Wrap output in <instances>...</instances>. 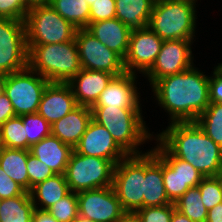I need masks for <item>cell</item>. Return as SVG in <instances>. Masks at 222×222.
I'll return each mask as SVG.
<instances>
[{"instance_id": "obj_17", "label": "cell", "mask_w": 222, "mask_h": 222, "mask_svg": "<svg viewBox=\"0 0 222 222\" xmlns=\"http://www.w3.org/2000/svg\"><path fill=\"white\" fill-rule=\"evenodd\" d=\"M137 74L125 72L114 76L100 94L94 106H109L122 109H142L140 92L137 90Z\"/></svg>"}, {"instance_id": "obj_46", "label": "cell", "mask_w": 222, "mask_h": 222, "mask_svg": "<svg viewBox=\"0 0 222 222\" xmlns=\"http://www.w3.org/2000/svg\"><path fill=\"white\" fill-rule=\"evenodd\" d=\"M52 0H25V4L28 8L40 5H49Z\"/></svg>"}, {"instance_id": "obj_11", "label": "cell", "mask_w": 222, "mask_h": 222, "mask_svg": "<svg viewBox=\"0 0 222 222\" xmlns=\"http://www.w3.org/2000/svg\"><path fill=\"white\" fill-rule=\"evenodd\" d=\"M27 66L24 20L0 18V73L11 74Z\"/></svg>"}, {"instance_id": "obj_51", "label": "cell", "mask_w": 222, "mask_h": 222, "mask_svg": "<svg viewBox=\"0 0 222 222\" xmlns=\"http://www.w3.org/2000/svg\"><path fill=\"white\" fill-rule=\"evenodd\" d=\"M180 1H186V2H190V3L196 4V1H198V0H180Z\"/></svg>"}, {"instance_id": "obj_8", "label": "cell", "mask_w": 222, "mask_h": 222, "mask_svg": "<svg viewBox=\"0 0 222 222\" xmlns=\"http://www.w3.org/2000/svg\"><path fill=\"white\" fill-rule=\"evenodd\" d=\"M145 153L127 155L115 165L112 187L125 212L143 208Z\"/></svg>"}, {"instance_id": "obj_32", "label": "cell", "mask_w": 222, "mask_h": 222, "mask_svg": "<svg viewBox=\"0 0 222 222\" xmlns=\"http://www.w3.org/2000/svg\"><path fill=\"white\" fill-rule=\"evenodd\" d=\"M27 135V150L51 134V125L38 113L21 115Z\"/></svg>"}, {"instance_id": "obj_37", "label": "cell", "mask_w": 222, "mask_h": 222, "mask_svg": "<svg viewBox=\"0 0 222 222\" xmlns=\"http://www.w3.org/2000/svg\"><path fill=\"white\" fill-rule=\"evenodd\" d=\"M115 16V0H95L90 6L89 23L113 19Z\"/></svg>"}, {"instance_id": "obj_23", "label": "cell", "mask_w": 222, "mask_h": 222, "mask_svg": "<svg viewBox=\"0 0 222 222\" xmlns=\"http://www.w3.org/2000/svg\"><path fill=\"white\" fill-rule=\"evenodd\" d=\"M74 149L50 134L30 147V153L45 163L55 174H65Z\"/></svg>"}, {"instance_id": "obj_41", "label": "cell", "mask_w": 222, "mask_h": 222, "mask_svg": "<svg viewBox=\"0 0 222 222\" xmlns=\"http://www.w3.org/2000/svg\"><path fill=\"white\" fill-rule=\"evenodd\" d=\"M15 111L13 105L4 92L0 95V126L5 123L8 119L15 117Z\"/></svg>"}, {"instance_id": "obj_2", "label": "cell", "mask_w": 222, "mask_h": 222, "mask_svg": "<svg viewBox=\"0 0 222 222\" xmlns=\"http://www.w3.org/2000/svg\"><path fill=\"white\" fill-rule=\"evenodd\" d=\"M175 157L188 162L204 177L218 176L222 148L196 122H173L155 136Z\"/></svg>"}, {"instance_id": "obj_10", "label": "cell", "mask_w": 222, "mask_h": 222, "mask_svg": "<svg viewBox=\"0 0 222 222\" xmlns=\"http://www.w3.org/2000/svg\"><path fill=\"white\" fill-rule=\"evenodd\" d=\"M152 149L162 158V176L166 194L174 203L189 188L197 187L204 176L191 164L175 157L156 137Z\"/></svg>"}, {"instance_id": "obj_19", "label": "cell", "mask_w": 222, "mask_h": 222, "mask_svg": "<svg viewBox=\"0 0 222 222\" xmlns=\"http://www.w3.org/2000/svg\"><path fill=\"white\" fill-rule=\"evenodd\" d=\"M114 77L105 71L81 69L69 82L77 104L92 108Z\"/></svg>"}, {"instance_id": "obj_36", "label": "cell", "mask_w": 222, "mask_h": 222, "mask_svg": "<svg viewBox=\"0 0 222 222\" xmlns=\"http://www.w3.org/2000/svg\"><path fill=\"white\" fill-rule=\"evenodd\" d=\"M175 209L174 203L164 206L144 207L137 211L141 222H170Z\"/></svg>"}, {"instance_id": "obj_21", "label": "cell", "mask_w": 222, "mask_h": 222, "mask_svg": "<svg viewBox=\"0 0 222 222\" xmlns=\"http://www.w3.org/2000/svg\"><path fill=\"white\" fill-rule=\"evenodd\" d=\"M91 120V108L78 105L66 116L51 125V134L74 149L86 132Z\"/></svg>"}, {"instance_id": "obj_6", "label": "cell", "mask_w": 222, "mask_h": 222, "mask_svg": "<svg viewBox=\"0 0 222 222\" xmlns=\"http://www.w3.org/2000/svg\"><path fill=\"white\" fill-rule=\"evenodd\" d=\"M27 44H53L75 39L77 28L49 5L29 8L24 20Z\"/></svg>"}, {"instance_id": "obj_18", "label": "cell", "mask_w": 222, "mask_h": 222, "mask_svg": "<svg viewBox=\"0 0 222 222\" xmlns=\"http://www.w3.org/2000/svg\"><path fill=\"white\" fill-rule=\"evenodd\" d=\"M77 106L68 83L50 82L42 95L37 113L52 125Z\"/></svg>"}, {"instance_id": "obj_39", "label": "cell", "mask_w": 222, "mask_h": 222, "mask_svg": "<svg viewBox=\"0 0 222 222\" xmlns=\"http://www.w3.org/2000/svg\"><path fill=\"white\" fill-rule=\"evenodd\" d=\"M25 190L6 175L0 167V198L8 199L22 195Z\"/></svg>"}, {"instance_id": "obj_14", "label": "cell", "mask_w": 222, "mask_h": 222, "mask_svg": "<svg viewBox=\"0 0 222 222\" xmlns=\"http://www.w3.org/2000/svg\"><path fill=\"white\" fill-rule=\"evenodd\" d=\"M78 213L94 222H117L125 213L112 186L77 193Z\"/></svg>"}, {"instance_id": "obj_12", "label": "cell", "mask_w": 222, "mask_h": 222, "mask_svg": "<svg viewBox=\"0 0 222 222\" xmlns=\"http://www.w3.org/2000/svg\"><path fill=\"white\" fill-rule=\"evenodd\" d=\"M75 41L83 69L105 71L114 76L126 72L124 59L95 38L85 28L77 29Z\"/></svg>"}, {"instance_id": "obj_52", "label": "cell", "mask_w": 222, "mask_h": 222, "mask_svg": "<svg viewBox=\"0 0 222 222\" xmlns=\"http://www.w3.org/2000/svg\"><path fill=\"white\" fill-rule=\"evenodd\" d=\"M89 6H91L95 0H85Z\"/></svg>"}, {"instance_id": "obj_20", "label": "cell", "mask_w": 222, "mask_h": 222, "mask_svg": "<svg viewBox=\"0 0 222 222\" xmlns=\"http://www.w3.org/2000/svg\"><path fill=\"white\" fill-rule=\"evenodd\" d=\"M144 180L143 208L172 204L163 183L162 158L152 148L145 152Z\"/></svg>"}, {"instance_id": "obj_29", "label": "cell", "mask_w": 222, "mask_h": 222, "mask_svg": "<svg viewBox=\"0 0 222 222\" xmlns=\"http://www.w3.org/2000/svg\"><path fill=\"white\" fill-rule=\"evenodd\" d=\"M175 209L194 222H206L208 210L203 205L198 187L189 188L174 202Z\"/></svg>"}, {"instance_id": "obj_27", "label": "cell", "mask_w": 222, "mask_h": 222, "mask_svg": "<svg viewBox=\"0 0 222 222\" xmlns=\"http://www.w3.org/2000/svg\"><path fill=\"white\" fill-rule=\"evenodd\" d=\"M34 204L30 192L1 200L0 222H32Z\"/></svg>"}, {"instance_id": "obj_5", "label": "cell", "mask_w": 222, "mask_h": 222, "mask_svg": "<svg viewBox=\"0 0 222 222\" xmlns=\"http://www.w3.org/2000/svg\"><path fill=\"white\" fill-rule=\"evenodd\" d=\"M196 5L180 0H155L148 27L162 40L194 39Z\"/></svg>"}, {"instance_id": "obj_43", "label": "cell", "mask_w": 222, "mask_h": 222, "mask_svg": "<svg viewBox=\"0 0 222 222\" xmlns=\"http://www.w3.org/2000/svg\"><path fill=\"white\" fill-rule=\"evenodd\" d=\"M206 222H222V203L208 210Z\"/></svg>"}, {"instance_id": "obj_3", "label": "cell", "mask_w": 222, "mask_h": 222, "mask_svg": "<svg viewBox=\"0 0 222 222\" xmlns=\"http://www.w3.org/2000/svg\"><path fill=\"white\" fill-rule=\"evenodd\" d=\"M91 110L92 119L109 131L114 141L127 155L144 153L139 146L155 138L143 120L142 109L93 106Z\"/></svg>"}, {"instance_id": "obj_45", "label": "cell", "mask_w": 222, "mask_h": 222, "mask_svg": "<svg viewBox=\"0 0 222 222\" xmlns=\"http://www.w3.org/2000/svg\"><path fill=\"white\" fill-rule=\"evenodd\" d=\"M170 222H194V221L189 219L186 215L182 214L177 209H174Z\"/></svg>"}, {"instance_id": "obj_38", "label": "cell", "mask_w": 222, "mask_h": 222, "mask_svg": "<svg viewBox=\"0 0 222 222\" xmlns=\"http://www.w3.org/2000/svg\"><path fill=\"white\" fill-rule=\"evenodd\" d=\"M28 10L25 0H0V18L25 20Z\"/></svg>"}, {"instance_id": "obj_48", "label": "cell", "mask_w": 222, "mask_h": 222, "mask_svg": "<svg viewBox=\"0 0 222 222\" xmlns=\"http://www.w3.org/2000/svg\"><path fill=\"white\" fill-rule=\"evenodd\" d=\"M72 222H94V221L78 214V216Z\"/></svg>"}, {"instance_id": "obj_34", "label": "cell", "mask_w": 222, "mask_h": 222, "mask_svg": "<svg viewBox=\"0 0 222 222\" xmlns=\"http://www.w3.org/2000/svg\"><path fill=\"white\" fill-rule=\"evenodd\" d=\"M197 187L207 210L222 203V182L218 176L204 177Z\"/></svg>"}, {"instance_id": "obj_28", "label": "cell", "mask_w": 222, "mask_h": 222, "mask_svg": "<svg viewBox=\"0 0 222 222\" xmlns=\"http://www.w3.org/2000/svg\"><path fill=\"white\" fill-rule=\"evenodd\" d=\"M50 5L77 29L89 25L90 6L85 0H52Z\"/></svg>"}, {"instance_id": "obj_31", "label": "cell", "mask_w": 222, "mask_h": 222, "mask_svg": "<svg viewBox=\"0 0 222 222\" xmlns=\"http://www.w3.org/2000/svg\"><path fill=\"white\" fill-rule=\"evenodd\" d=\"M1 147L27 150V135L21 116L8 119L0 126Z\"/></svg>"}, {"instance_id": "obj_40", "label": "cell", "mask_w": 222, "mask_h": 222, "mask_svg": "<svg viewBox=\"0 0 222 222\" xmlns=\"http://www.w3.org/2000/svg\"><path fill=\"white\" fill-rule=\"evenodd\" d=\"M209 76L210 103H222V75L214 69Z\"/></svg>"}, {"instance_id": "obj_1", "label": "cell", "mask_w": 222, "mask_h": 222, "mask_svg": "<svg viewBox=\"0 0 222 222\" xmlns=\"http://www.w3.org/2000/svg\"><path fill=\"white\" fill-rule=\"evenodd\" d=\"M157 104L173 122H195L209 106V76L197 67L157 80L152 86Z\"/></svg>"}, {"instance_id": "obj_44", "label": "cell", "mask_w": 222, "mask_h": 222, "mask_svg": "<svg viewBox=\"0 0 222 222\" xmlns=\"http://www.w3.org/2000/svg\"><path fill=\"white\" fill-rule=\"evenodd\" d=\"M117 222H141L137 212H125Z\"/></svg>"}, {"instance_id": "obj_15", "label": "cell", "mask_w": 222, "mask_h": 222, "mask_svg": "<svg viewBox=\"0 0 222 222\" xmlns=\"http://www.w3.org/2000/svg\"><path fill=\"white\" fill-rule=\"evenodd\" d=\"M163 42L164 40L148 26L132 29L128 52L124 58L126 72L134 74L139 72L143 76L154 64Z\"/></svg>"}, {"instance_id": "obj_9", "label": "cell", "mask_w": 222, "mask_h": 222, "mask_svg": "<svg viewBox=\"0 0 222 222\" xmlns=\"http://www.w3.org/2000/svg\"><path fill=\"white\" fill-rule=\"evenodd\" d=\"M50 82L28 66L8 74L4 92L16 116L37 113L42 95Z\"/></svg>"}, {"instance_id": "obj_25", "label": "cell", "mask_w": 222, "mask_h": 222, "mask_svg": "<svg viewBox=\"0 0 222 222\" xmlns=\"http://www.w3.org/2000/svg\"><path fill=\"white\" fill-rule=\"evenodd\" d=\"M155 0H115L116 16L131 30L148 26Z\"/></svg>"}, {"instance_id": "obj_50", "label": "cell", "mask_w": 222, "mask_h": 222, "mask_svg": "<svg viewBox=\"0 0 222 222\" xmlns=\"http://www.w3.org/2000/svg\"><path fill=\"white\" fill-rule=\"evenodd\" d=\"M218 177L220 178V180L222 182V164H221V167H220V171H219Z\"/></svg>"}, {"instance_id": "obj_7", "label": "cell", "mask_w": 222, "mask_h": 222, "mask_svg": "<svg viewBox=\"0 0 222 222\" xmlns=\"http://www.w3.org/2000/svg\"><path fill=\"white\" fill-rule=\"evenodd\" d=\"M115 164L111 160L72 152L65 171L70 191L78 193L112 186Z\"/></svg>"}, {"instance_id": "obj_30", "label": "cell", "mask_w": 222, "mask_h": 222, "mask_svg": "<svg viewBox=\"0 0 222 222\" xmlns=\"http://www.w3.org/2000/svg\"><path fill=\"white\" fill-rule=\"evenodd\" d=\"M195 122L222 148V103H210Z\"/></svg>"}, {"instance_id": "obj_13", "label": "cell", "mask_w": 222, "mask_h": 222, "mask_svg": "<svg viewBox=\"0 0 222 222\" xmlns=\"http://www.w3.org/2000/svg\"><path fill=\"white\" fill-rule=\"evenodd\" d=\"M194 39L164 40L152 67L144 74L149 85L157 80L182 73L194 65L192 43Z\"/></svg>"}, {"instance_id": "obj_47", "label": "cell", "mask_w": 222, "mask_h": 222, "mask_svg": "<svg viewBox=\"0 0 222 222\" xmlns=\"http://www.w3.org/2000/svg\"><path fill=\"white\" fill-rule=\"evenodd\" d=\"M7 79H8L7 73H0V95L4 93Z\"/></svg>"}, {"instance_id": "obj_16", "label": "cell", "mask_w": 222, "mask_h": 222, "mask_svg": "<svg viewBox=\"0 0 222 222\" xmlns=\"http://www.w3.org/2000/svg\"><path fill=\"white\" fill-rule=\"evenodd\" d=\"M74 150L81 155L111 160L115 165L127 156L109 131L93 119Z\"/></svg>"}, {"instance_id": "obj_4", "label": "cell", "mask_w": 222, "mask_h": 222, "mask_svg": "<svg viewBox=\"0 0 222 222\" xmlns=\"http://www.w3.org/2000/svg\"><path fill=\"white\" fill-rule=\"evenodd\" d=\"M28 67L49 82L68 83L81 69L75 39L53 44H27Z\"/></svg>"}, {"instance_id": "obj_42", "label": "cell", "mask_w": 222, "mask_h": 222, "mask_svg": "<svg viewBox=\"0 0 222 222\" xmlns=\"http://www.w3.org/2000/svg\"><path fill=\"white\" fill-rule=\"evenodd\" d=\"M32 222H58L47 210L34 209Z\"/></svg>"}, {"instance_id": "obj_33", "label": "cell", "mask_w": 222, "mask_h": 222, "mask_svg": "<svg viewBox=\"0 0 222 222\" xmlns=\"http://www.w3.org/2000/svg\"><path fill=\"white\" fill-rule=\"evenodd\" d=\"M47 211L58 222H72L79 214L77 193L71 191L68 195L49 207Z\"/></svg>"}, {"instance_id": "obj_22", "label": "cell", "mask_w": 222, "mask_h": 222, "mask_svg": "<svg viewBox=\"0 0 222 222\" xmlns=\"http://www.w3.org/2000/svg\"><path fill=\"white\" fill-rule=\"evenodd\" d=\"M85 29L123 59L126 57L131 29L120 20L113 18L92 22Z\"/></svg>"}, {"instance_id": "obj_35", "label": "cell", "mask_w": 222, "mask_h": 222, "mask_svg": "<svg viewBox=\"0 0 222 222\" xmlns=\"http://www.w3.org/2000/svg\"><path fill=\"white\" fill-rule=\"evenodd\" d=\"M27 172L29 176V192L37 183L55 175L45 163L38 160L31 153L28 154Z\"/></svg>"}, {"instance_id": "obj_49", "label": "cell", "mask_w": 222, "mask_h": 222, "mask_svg": "<svg viewBox=\"0 0 222 222\" xmlns=\"http://www.w3.org/2000/svg\"><path fill=\"white\" fill-rule=\"evenodd\" d=\"M214 69L222 75V62L218 63L217 66H214Z\"/></svg>"}, {"instance_id": "obj_26", "label": "cell", "mask_w": 222, "mask_h": 222, "mask_svg": "<svg viewBox=\"0 0 222 222\" xmlns=\"http://www.w3.org/2000/svg\"><path fill=\"white\" fill-rule=\"evenodd\" d=\"M30 150L0 148V167L25 191L29 192L27 159Z\"/></svg>"}, {"instance_id": "obj_24", "label": "cell", "mask_w": 222, "mask_h": 222, "mask_svg": "<svg viewBox=\"0 0 222 222\" xmlns=\"http://www.w3.org/2000/svg\"><path fill=\"white\" fill-rule=\"evenodd\" d=\"M70 192L65 175L55 174L32 187L30 195L36 209L47 210Z\"/></svg>"}]
</instances>
